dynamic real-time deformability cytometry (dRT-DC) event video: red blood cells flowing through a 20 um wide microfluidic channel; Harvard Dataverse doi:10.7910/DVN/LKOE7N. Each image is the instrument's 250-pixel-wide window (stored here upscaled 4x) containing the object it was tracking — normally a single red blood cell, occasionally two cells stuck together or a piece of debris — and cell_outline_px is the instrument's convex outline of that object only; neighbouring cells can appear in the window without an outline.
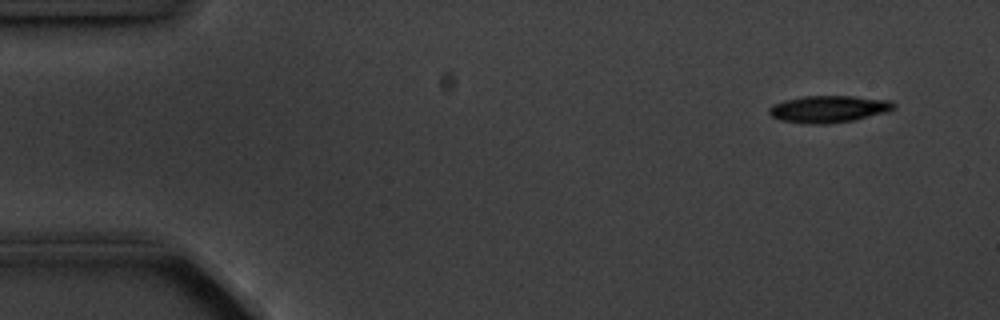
{"species": "common noctule bat (a hibernating species)", "species_latin": "Nyctalus noctula", "temperature_condition": "cold", "stored_images_in_passage": 9, "camera_frame_rate_fps": 3000, "um_per_image_px": 0.085, "animal": {"sex": "male", "body_mass_g": 20.1, "forearm_length_mm": 53.5}, "frame": {"image": 1, "passage_image": 1, "time_ms": 0.0, "image_size_px": [1000, 320], "cell_outline_px": [[896, 108], [888, 112], [852, 120], [824, 124], [808, 124], [780, 120], [772, 116], [768, 112], [768, 108], [772, 104], [784, 100], [804, 96], [852, 96], [892, 100], [896, 104]], "centroid_in_image_um": [70.45, 9.26], "position_along_channel_um": 14.6, "area_um2": 19.71}}
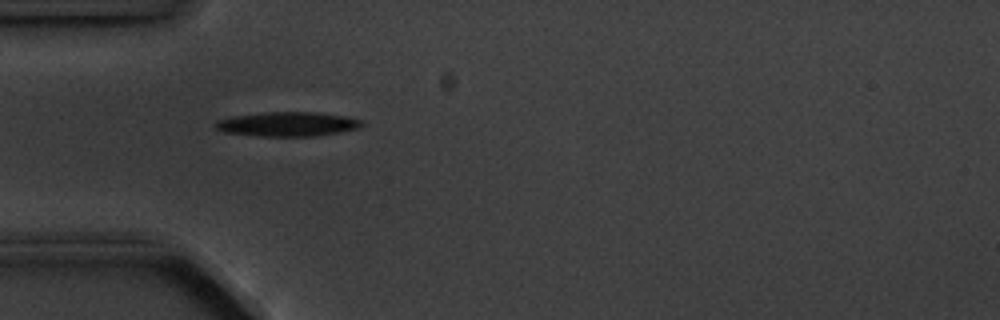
{"frame": {"image": 2, "passage_image": 4, "time_ms": 4.0, "image_size_px": [1000, 320], "cell_outline_px": [[364, 124], [360, 128], [340, 132], [316, 136], [260, 136], [224, 132], [216, 128], [212, 124], [216, 120], [232, 116], [264, 112], [316, 112], [344, 116], [360, 120]], "centroid_in_image_um": [24.41, 10.55], "position_along_channel_um": 60.6, "area_um2": 20.87}}